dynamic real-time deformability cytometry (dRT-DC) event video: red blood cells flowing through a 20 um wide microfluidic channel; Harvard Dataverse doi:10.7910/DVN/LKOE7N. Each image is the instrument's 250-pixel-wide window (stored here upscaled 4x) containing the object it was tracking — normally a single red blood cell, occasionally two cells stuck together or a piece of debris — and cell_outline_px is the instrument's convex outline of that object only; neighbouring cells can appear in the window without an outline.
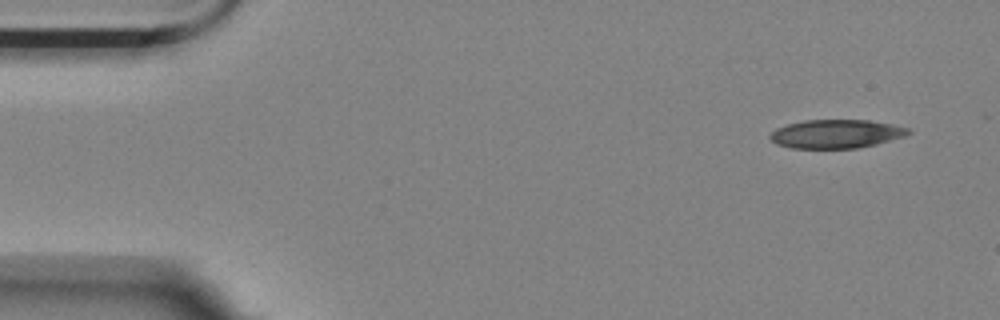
{"species": "Egyptian fruit bat (a non-hibernating species)", "species_latin": "Rousettus aegyptiacus", "temperature_condition": "room temperature", "stored_images_in_passage": 4, "camera_frame_rate_fps": 3000, "um_per_image_px": 0.085, "animal": {"sex": "female"}, "frame": {"image": 1, "passage_image": 1, "time_ms": 0.0, "image_size_px": [1000, 320], "cell_outline_px": [[912, 132], [904, 136], [876, 144], [856, 148], [792, 148], [776, 144], [768, 136], [776, 128], [788, 124], [804, 120], [868, 120], [892, 124], [908, 128]], "centroid_in_image_um": [71.06, 11.38], "position_along_channel_um": 13.9, "area_um2": 22.95}}